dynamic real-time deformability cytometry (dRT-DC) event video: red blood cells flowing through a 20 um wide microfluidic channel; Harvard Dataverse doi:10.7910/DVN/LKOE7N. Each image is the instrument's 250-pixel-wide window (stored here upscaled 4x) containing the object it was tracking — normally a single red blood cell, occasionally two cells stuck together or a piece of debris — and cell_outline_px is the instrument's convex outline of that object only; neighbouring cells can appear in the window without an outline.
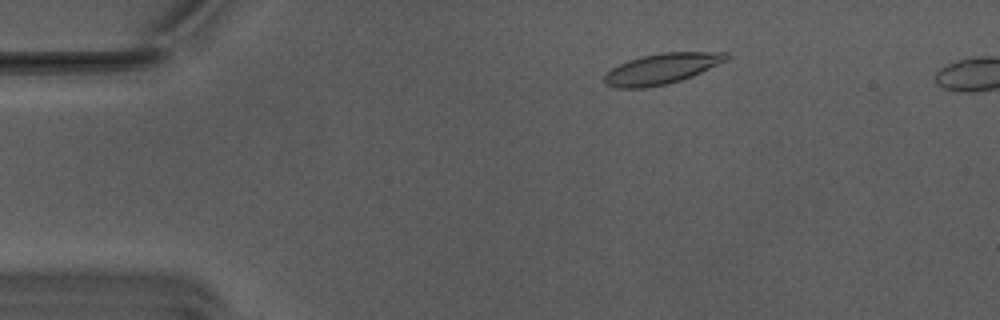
{"species": "Egyptian fruit bat (a non-hibernating species)", "species_latin": "Rousettus aegyptiacus", "temperature_condition": "warm", "stored_images_in_passage": 52, "camera_frame_rate_fps": 3000, "um_per_image_px": 0.085, "animal": {"sex": "male"}, "frame": {"image": 1, "passage_image": 8, "time_ms": 2.333, "image_size_px": [1000, 320], "cell_outline_px": [[732, 56], [728, 60], [692, 76], [668, 84], [644, 88], [616, 88], [604, 84], [604, 76], [612, 68], [628, 60], [640, 56], [664, 52], [728, 52]], "centroid_in_image_um": [56.27, 5.84], "position_along_channel_um": 28.7, "area_um2": 21.85}}
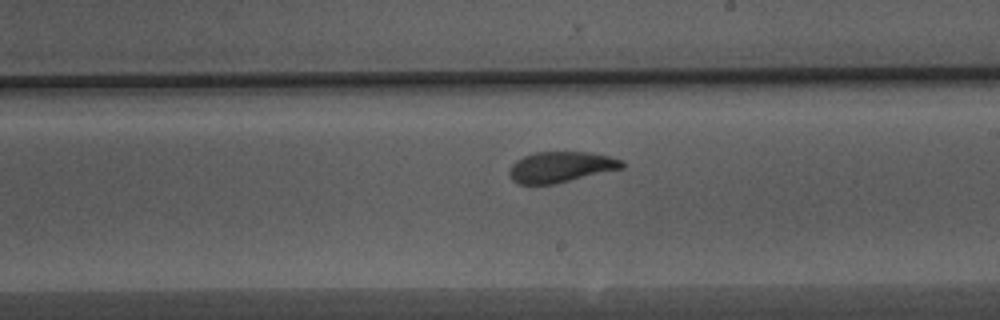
{"frame": {"image": 2, "passage_image": 30, "time_ms": 9.667, "image_size_px": [1000, 320], "cell_outline_px": [[624, 168], [556, 184], [520, 184], [512, 180], [508, 172], [508, 168], [516, 160], [524, 156], [536, 152], [592, 152], [624, 160]], "centroid_in_image_um": [47.68, 14.2], "position_along_channel_um": 241.3, "area_um2": 20.4}}
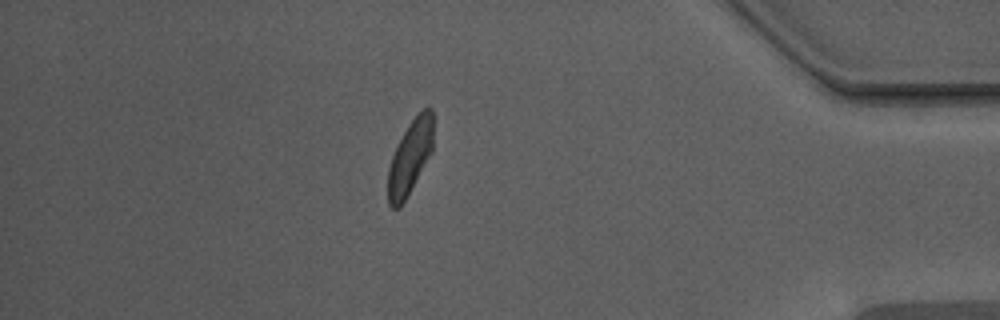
{"frame": {"image": 3, "passage_image": 46, "time_ms": 15.0, "image_size_px": [1000, 320], "cell_outline_px": [[432, 152], [400, 208], [392, 208], [388, 204], [388, 168], [392, 156], [408, 124], [428, 104], [432, 108]], "centroid_in_image_um": [34.85, 13.37], "position_along_channel_um": 400.3, "area_um2": 19.19}, "authors_computed_cell_mechanics": {"area_um2": 20.8658, "velocity_mm_per_s": 3.7505, "shape_relaxation_time_tau1_ms": 3.6434, "shape_relaxation_time_tau2_ms": 1.1324, "deformation_change_tau1": 0.1513, "deformation_change_tau2": 0.0763}}